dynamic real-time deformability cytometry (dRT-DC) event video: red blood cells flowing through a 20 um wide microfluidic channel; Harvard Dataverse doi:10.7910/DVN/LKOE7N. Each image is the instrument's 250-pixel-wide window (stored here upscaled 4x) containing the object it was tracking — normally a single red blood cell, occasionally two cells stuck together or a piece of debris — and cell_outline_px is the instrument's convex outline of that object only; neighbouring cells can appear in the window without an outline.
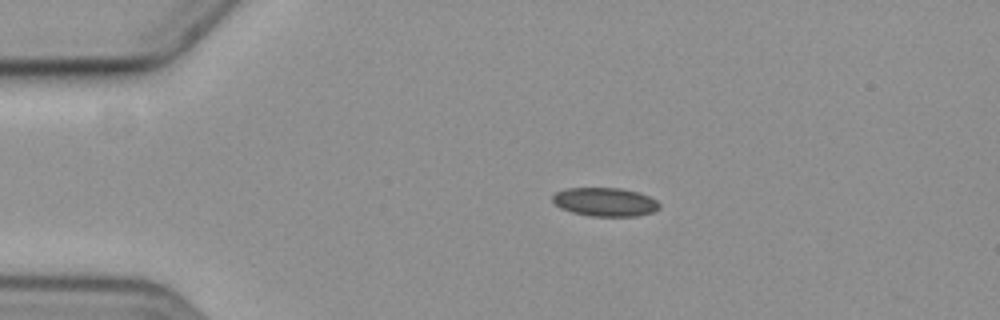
{"species": "common noctule bat (a hibernating species)", "species_latin": "Nyctalus noctula", "temperature_condition": "cold", "stored_images_in_passage": 5, "camera_frame_rate_fps": 3000, "um_per_image_px": 0.085, "animal": {"sex": "female", "body_mass_g": 19.3, "forearm_length_mm": 54.1}, "frame": {"image": 1, "passage_image": 3, "time_ms": 2.333, "image_size_px": [1000, 320], "cell_outline_px": [[660, 208], [652, 212], [636, 216], [588, 216], [572, 212], [560, 208], [552, 200], [552, 196], [556, 192], [568, 188], [620, 188], [636, 192], [648, 196], [656, 200], [660, 204]], "centroid_in_image_um": [51.42, 17.17], "position_along_channel_um": 33.6, "area_um2": 17.74}}
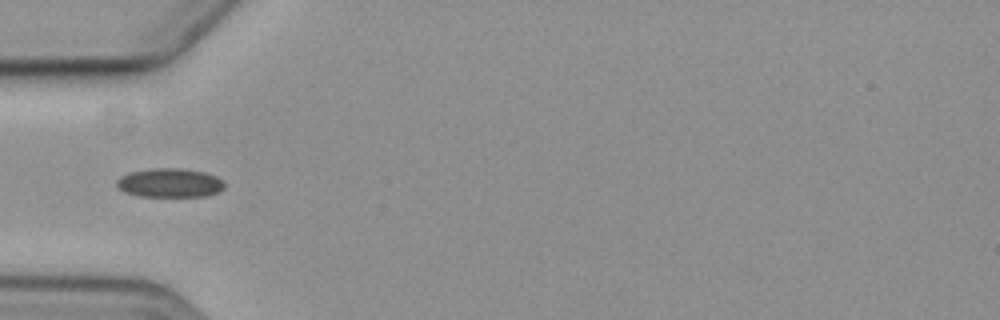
{"frame": {"image": 2, "passage_image": 5, "time_ms": 4.667, "image_size_px": [1000, 320], "cell_outline_px": [[224, 188], [220, 192], [208, 196], [136, 196], [124, 192], [116, 188], [116, 180], [120, 176], [128, 172], [152, 168], [180, 168], [204, 172], [216, 176], [224, 180]], "centroid_in_image_um": [14.41, 15.54], "position_along_channel_um": 70.6, "area_um2": 18.55}}